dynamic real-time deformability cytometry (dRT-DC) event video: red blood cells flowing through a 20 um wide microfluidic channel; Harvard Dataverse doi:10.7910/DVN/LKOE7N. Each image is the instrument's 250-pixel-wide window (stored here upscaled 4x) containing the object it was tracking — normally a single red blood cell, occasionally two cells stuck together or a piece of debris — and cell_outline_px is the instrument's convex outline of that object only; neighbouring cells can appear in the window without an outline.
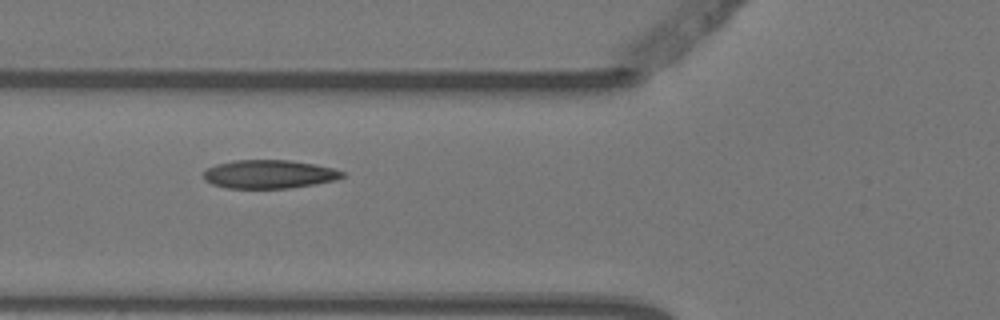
{"species": "Egyptian fruit bat (a non-hibernating species)", "species_latin": "Rousettus aegyptiacus", "temperature_condition": "warm", "stored_images_in_passage": 6, "camera_frame_rate_fps": 3000, "um_per_image_px": 0.085, "animal": {"sex": "female"}, "frame": {"image": 1, "passage_image": 5, "time_ms": 1.333, "image_size_px": [1000, 320], "cell_outline_px": [[344, 176], [336, 180], [288, 188], [228, 188], [212, 184], [204, 180], [204, 172], [208, 168], [216, 164], [236, 160], [288, 160], [316, 164], [332, 168], [344, 172]], "centroid_in_image_um": [22.87, 14.8], "position_along_channel_um": 102.9, "area_um2": 22.89}}
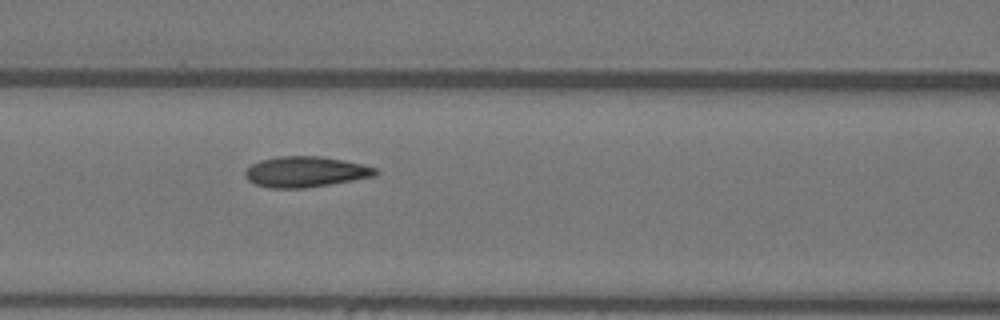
{"frame": {"image": 2, "passage_image": 6, "time_ms": 1.667, "image_size_px": [1000, 320], "cell_outline_px": [[380, 172], [376, 176], [304, 188], [272, 188], [256, 184], [248, 180], [244, 176], [244, 172], [252, 164], [260, 160], [276, 156], [320, 156], [344, 160], [376, 168]], "centroid_in_image_um": [25.96, 14.59], "position_along_channel_um": 140.6, "area_um2": 23.18}}